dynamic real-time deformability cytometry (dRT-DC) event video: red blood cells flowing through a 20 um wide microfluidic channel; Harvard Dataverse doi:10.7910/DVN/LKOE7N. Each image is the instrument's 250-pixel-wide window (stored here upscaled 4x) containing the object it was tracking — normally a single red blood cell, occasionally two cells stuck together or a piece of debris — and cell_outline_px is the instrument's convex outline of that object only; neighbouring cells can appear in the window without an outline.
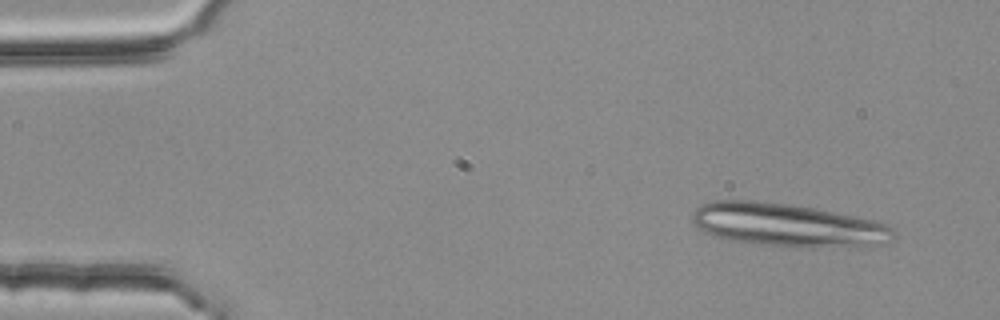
{"species": "common noctule bat (a hibernating species)", "species_latin": "Nyctalus noctula", "temperature_condition": "room temperature", "stored_images_in_passage": 3, "camera_frame_rate_fps": 3000, "um_per_image_px": 0.085, "animal": {"sex": "female", "body_mass_g": 25.1}, "frame": {"image": 1, "passage_image": 1, "time_ms": 0.0, "image_size_px": [1000, 320], "cell_outline_px": [[896, 232], [892, 236], [868, 248], [812, 248], [764, 244], [736, 240], [716, 236], [704, 232], [692, 224], [692, 212], [696, 208], [712, 200], [752, 200], [792, 204], [816, 208], [872, 220], [888, 224]], "centroid_in_image_um": [66.96, 19.13], "position_along_channel_um": 18.0, "area_um2": 50.81}}